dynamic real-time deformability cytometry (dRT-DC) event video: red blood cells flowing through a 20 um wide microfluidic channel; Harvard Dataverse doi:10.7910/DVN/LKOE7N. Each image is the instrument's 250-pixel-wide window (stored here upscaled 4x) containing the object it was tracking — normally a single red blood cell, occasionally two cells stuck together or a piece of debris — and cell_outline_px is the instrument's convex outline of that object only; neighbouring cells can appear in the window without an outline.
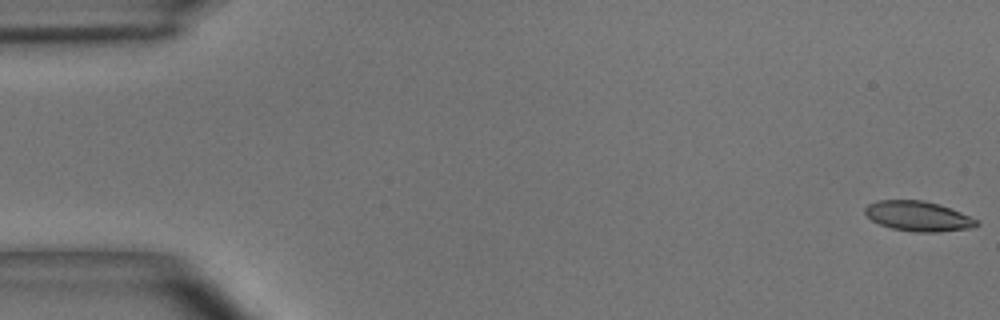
{"species": "common noctule bat (a hibernating species)", "species_latin": "Nyctalus noctula", "temperature_condition": "room temperature", "stored_images_in_passage": 55, "camera_frame_rate_fps": 3000, "um_per_image_px": 0.085, "animal": {"sex": "male", "body_mass_g": 15.6}, "frame": {"image": 1, "passage_image": 1, "time_ms": 0.0, "image_size_px": [1000, 320], "cell_outline_px": [[980, 224], [976, 228], [936, 232], [912, 232], [892, 228], [880, 224], [872, 220], [864, 212], [864, 208], [868, 204], [876, 200], [920, 200], [936, 204], [960, 212], [980, 220]], "centroid_in_image_um": [78.07, 18.39], "position_along_channel_um": 6.9, "area_um2": 19.54}}
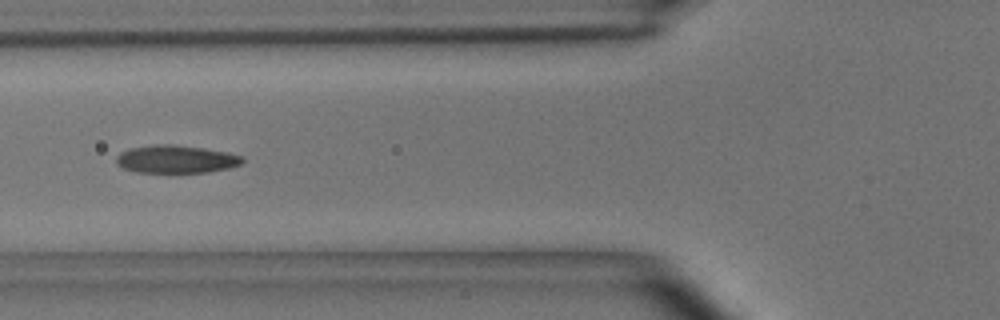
{"frame": {"image": 2, "passage_image": 21, "time_ms": 6.667, "image_size_px": [1000, 320], "cell_outline_px": [[244, 160], [240, 164], [228, 168], [208, 172], [136, 172], [124, 168], [116, 164], [116, 156], [120, 152], [132, 148], [152, 144], [172, 144], [200, 148], [224, 152], [240, 156]], "centroid_in_image_um": [14.9, 13.53], "position_along_channel_um": 110.9, "area_um2": 20.17}}
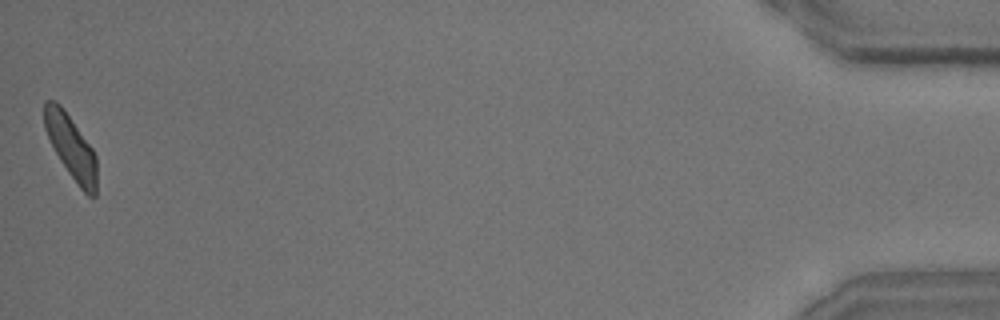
{"frame": {"image": 3, "passage_image": 55, "time_ms": 18.0, "image_size_px": [1000, 320], "cell_outline_px": [[96, 196], [88, 196], [80, 188], [68, 172], [60, 160], [44, 128], [44, 100], [56, 100], [60, 104], [92, 148], [96, 156]], "centroid_in_image_um": [6.03, 12.48], "position_along_channel_um": 429.2, "area_um2": 19.13}, "authors_computed_cell_mechanics": {"area_um2": 20.0566, "velocity_mm_per_s": 3.629, "shape_relaxation_time_tau1_ms": 6.1468, "shape_relaxation_time_tau2_ms": 1.5998, "deformation_change_tau1": 0.167, "deformation_change_tau2": 0.0807}}